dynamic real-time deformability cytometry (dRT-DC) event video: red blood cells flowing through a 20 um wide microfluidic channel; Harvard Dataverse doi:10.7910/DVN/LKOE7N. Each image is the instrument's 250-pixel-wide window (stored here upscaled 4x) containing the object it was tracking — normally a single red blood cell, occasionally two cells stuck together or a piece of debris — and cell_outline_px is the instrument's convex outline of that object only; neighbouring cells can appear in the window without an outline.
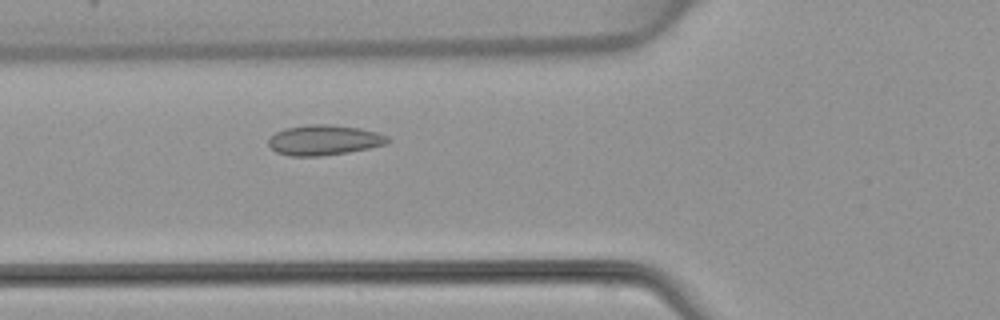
{"species": "common noctule bat (a hibernating species)", "species_latin": "Nyctalus noctula", "temperature_condition": "warm", "stored_images_in_passage": 4, "camera_frame_rate_fps": 3000, "um_per_image_px": 0.085, "animal": {"sex": "female", "body_mass_g": 22.7, "forearm_length_mm": 54.2}, "frame": {"image": 1, "passage_image": 4, "time_ms": 3.667, "image_size_px": [1000, 320], "cell_outline_px": [[392, 140], [388, 144], [348, 152], [320, 156], [288, 156], [276, 152], [268, 144], [268, 140], [276, 132], [284, 128], [308, 124], [328, 124], [360, 128], [376, 132], [388, 136]], "centroid_in_image_um": [27.56, 11.9], "position_along_channel_um": 98.2, "area_um2": 21.1}}